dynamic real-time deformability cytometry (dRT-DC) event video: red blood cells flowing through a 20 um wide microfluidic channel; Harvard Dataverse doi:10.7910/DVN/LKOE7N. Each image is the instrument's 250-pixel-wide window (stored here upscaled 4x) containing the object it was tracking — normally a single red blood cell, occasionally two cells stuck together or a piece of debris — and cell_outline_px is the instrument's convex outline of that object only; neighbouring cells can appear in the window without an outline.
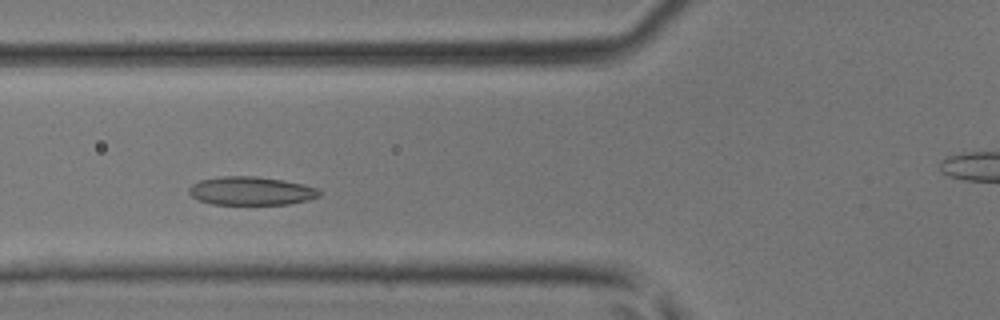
{"species": "common noctule bat (a hibernating species)", "species_latin": "Nyctalus noctula", "temperature_condition": "room temperature", "stored_images_in_passage": 33, "camera_frame_rate_fps": 3000, "um_per_image_px": 0.085, "animal": {"sex": "male", "body_mass_g": 17.9, "forearm_length_mm": 54.2}, "frame": {"image": 1, "passage_image": 4, "time_ms": 1.0, "image_size_px": [1000, 320], "cell_outline_px": [[320, 196], [308, 200], [288, 204], [212, 204], [200, 200], [192, 196], [188, 192], [188, 188], [192, 184], [200, 180], [220, 176], [256, 176], [284, 180], [304, 184], [316, 188], [320, 192]], "centroid_in_image_um": [21.34, 16.22], "position_along_channel_um": 104.5, "area_um2": 21.62}}
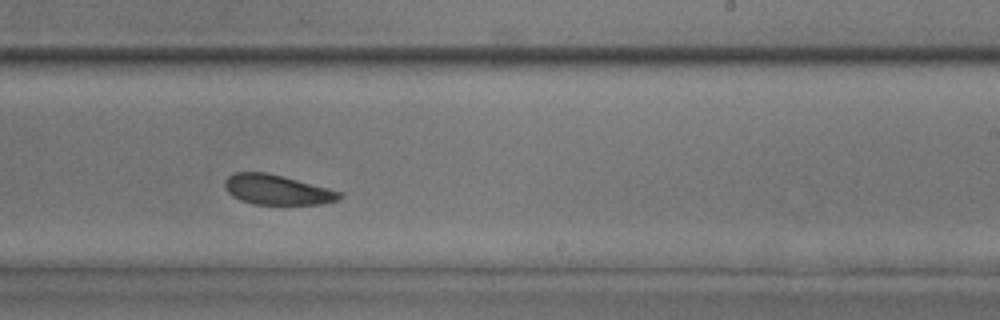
{"frame": {"image": 2, "passage_image": 15, "time_ms": 4.667, "image_size_px": [1000, 320], "cell_outline_px": [[344, 196], [340, 200], [320, 204], [252, 204], [240, 200], [232, 196], [228, 192], [224, 184], [224, 180], [232, 172], [268, 172], [328, 188], [340, 192]], "centroid_in_image_um": [23.53, 16.12], "position_along_channel_um": 265.5, "area_um2": 20.11}}
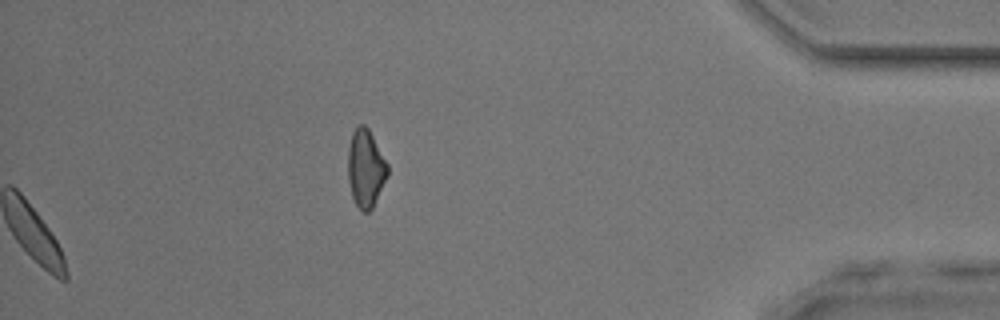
{"frame": {"image": 3, "passage_image": 33, "time_ms": 10.667, "image_size_px": [1000, 320], "cell_outline_px": [[388, 176], [372, 208], [368, 212], [364, 212], [356, 204], [352, 196], [348, 180], [348, 148], [352, 132], [356, 124], [364, 124], [368, 128], [388, 164]], "centroid_in_image_um": [31.08, 14.28], "position_along_channel_um": 404.1, "area_um2": 17.98}}